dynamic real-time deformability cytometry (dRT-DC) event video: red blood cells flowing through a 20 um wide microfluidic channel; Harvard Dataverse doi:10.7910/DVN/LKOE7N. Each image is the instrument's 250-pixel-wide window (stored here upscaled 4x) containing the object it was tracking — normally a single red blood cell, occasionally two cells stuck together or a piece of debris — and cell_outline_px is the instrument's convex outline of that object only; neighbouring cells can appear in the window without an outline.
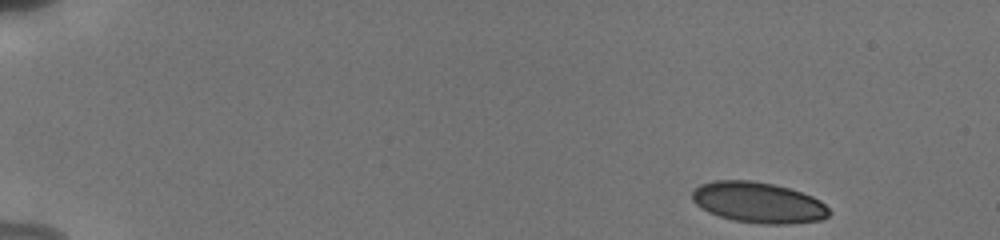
{"species": "human", "species_latin": "Homo sapiens", "temperature_condition": "cold", "stored_images_in_passage": 8, "camera_frame_rate_fps": 3000, "um_per_image_px": 0.085, "donor": {"sex": "male"}, "frame": {"image": 1, "passage_image": 1, "time_ms": 0.0, "image_size_px": [1000, 240], "cell_outline_px": [[832, 212], [828, 216], [820, 220], [788, 224], [760, 224], [732, 220], [708, 212], [696, 204], [692, 200], [692, 192], [700, 184], [716, 180], [752, 180], [772, 184], [788, 188], [812, 196], [820, 200]], "centroid_in_image_um": [64.46, 17.22], "position_along_channel_um": 20.5, "area_um2": 32.54}}